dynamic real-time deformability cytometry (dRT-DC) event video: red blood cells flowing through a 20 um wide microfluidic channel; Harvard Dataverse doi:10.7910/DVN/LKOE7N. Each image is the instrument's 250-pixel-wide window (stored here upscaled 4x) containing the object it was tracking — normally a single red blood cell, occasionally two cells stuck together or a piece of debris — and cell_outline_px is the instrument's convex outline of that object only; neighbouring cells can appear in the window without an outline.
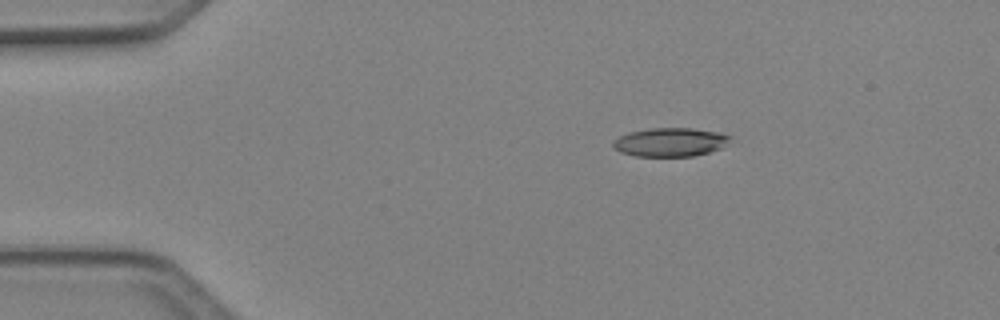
{"species": "Egyptian fruit bat (a non-hibernating species)", "species_latin": "Rousettus aegyptiacus", "temperature_condition": "cold", "stored_images_in_passage": 4, "camera_frame_rate_fps": 3000, "um_per_image_px": 0.085, "animal": {"sex": "female"}, "frame": {"image": 1, "passage_image": 1, "time_ms": 0.0, "image_size_px": [1000, 320], "cell_outline_px": [[732, 136], [720, 148], [708, 152], [692, 156], [636, 156], [620, 152], [612, 144], [612, 140], [628, 132], [652, 128], [692, 128], [720, 132]], "centroid_in_image_um": [56.94, 12.07], "position_along_channel_um": 28.1, "area_um2": 19.42}}
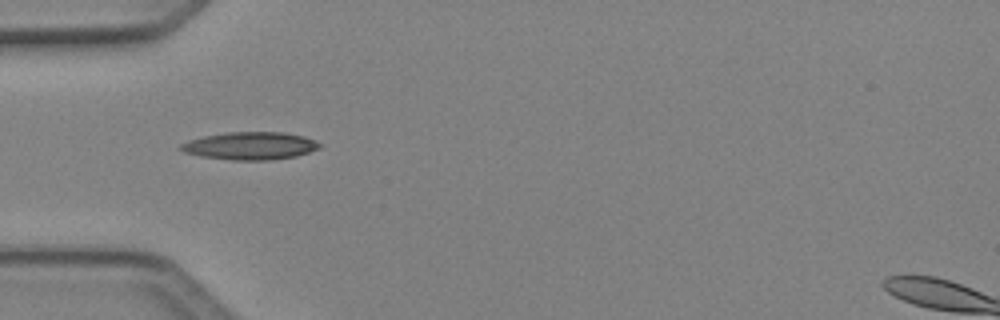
{"frame": {"image": 2, "passage_image": 3, "time_ms": 0.667, "image_size_px": [1000, 320], "cell_outline_px": [[324, 144], [320, 148], [296, 156], [272, 160], [232, 160], [200, 156], [184, 152], [176, 148], [180, 144], [188, 140], [204, 136], [228, 132], [284, 132], [304, 136], [316, 140]], "centroid_in_image_um": [21.28, 12.39], "position_along_channel_um": 63.7, "area_um2": 22.66}}
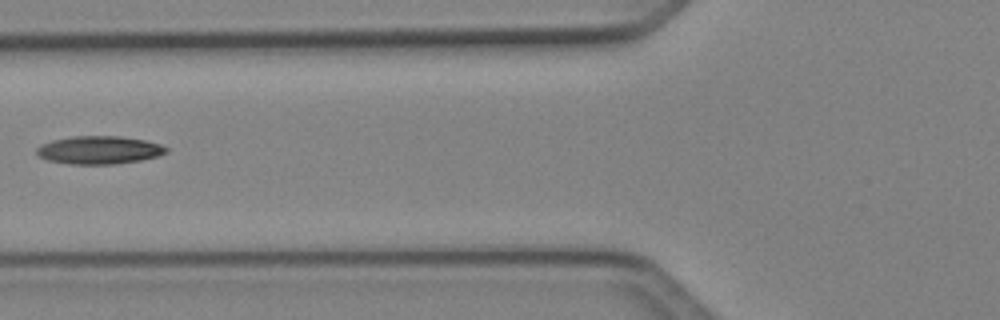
{"frame": {"image": 3, "passage_image": 4, "time_ms": 1.0, "image_size_px": [1000, 320], "cell_outline_px": [[168, 152], [156, 156], [140, 160], [116, 164], [68, 164], [48, 160], [40, 156], [36, 152], [36, 148], [40, 144], [52, 140], [72, 136], [120, 136], [144, 140], [160, 144], [168, 148]], "centroid_in_image_um": [8.41, 12.75], "position_along_channel_um": 117.4, "area_um2": 21.15}}